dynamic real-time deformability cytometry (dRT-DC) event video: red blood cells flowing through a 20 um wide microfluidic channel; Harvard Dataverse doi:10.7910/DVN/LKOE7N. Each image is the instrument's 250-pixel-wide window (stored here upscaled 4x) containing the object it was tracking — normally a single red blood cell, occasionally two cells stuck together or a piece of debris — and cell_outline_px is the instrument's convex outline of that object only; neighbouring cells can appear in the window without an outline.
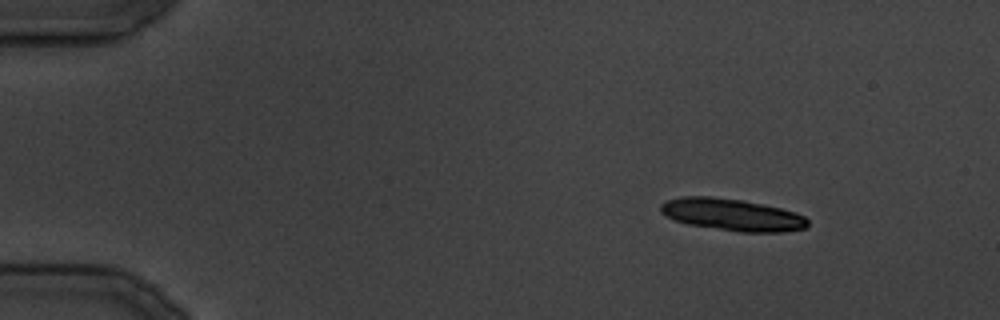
{"species": "common noctule bat (a hibernating species)", "species_latin": "Nyctalus noctula", "temperature_condition": "cold", "stored_images_in_passage": 12, "camera_frame_rate_fps": 3000, "um_per_image_px": 0.085, "animal": {"sex": "male", "body_mass_g": 19.5, "forearm_length_mm": 54.6}, "frame": {"image": 1, "passage_image": 1, "time_ms": 0.0, "image_size_px": [1000, 320], "cell_outline_px": [[808, 224], [804, 228], [784, 232], [740, 232], [688, 224], [676, 220], [660, 212], [660, 204], [664, 200], [684, 196], [712, 196], [744, 200], [780, 208], [804, 216], [808, 220]], "centroid_in_image_um": [62.2, 18.24], "position_along_channel_um": 22.8, "area_um2": 27.4}}